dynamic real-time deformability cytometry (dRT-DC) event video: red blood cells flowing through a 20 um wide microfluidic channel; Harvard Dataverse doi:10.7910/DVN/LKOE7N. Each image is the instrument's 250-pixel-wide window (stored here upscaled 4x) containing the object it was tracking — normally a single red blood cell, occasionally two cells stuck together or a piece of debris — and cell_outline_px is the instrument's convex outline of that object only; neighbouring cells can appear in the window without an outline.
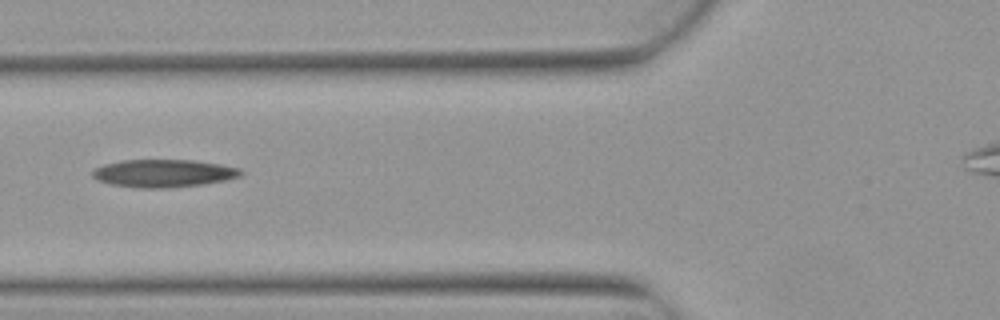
{"species": "Egyptian fruit bat (a non-hibernating species)", "species_latin": "Rousettus aegyptiacus", "temperature_condition": "warm", "stored_images_in_passage": 2, "camera_frame_rate_fps": 3000, "um_per_image_px": 0.085, "animal": {"sex": "female"}, "frame": {"image": 1, "passage_image": 2, "time_ms": 0.333, "image_size_px": [1000, 320], "cell_outline_px": [[244, 172], [240, 176], [224, 180], [200, 184], [172, 188], [136, 188], [112, 184], [96, 180], [92, 176], [92, 172], [96, 168], [104, 164], [120, 160], [196, 160], [220, 164], [240, 168]], "centroid_in_image_um": [13.89, 14.72], "position_along_channel_um": 111.9, "area_um2": 24.04}}